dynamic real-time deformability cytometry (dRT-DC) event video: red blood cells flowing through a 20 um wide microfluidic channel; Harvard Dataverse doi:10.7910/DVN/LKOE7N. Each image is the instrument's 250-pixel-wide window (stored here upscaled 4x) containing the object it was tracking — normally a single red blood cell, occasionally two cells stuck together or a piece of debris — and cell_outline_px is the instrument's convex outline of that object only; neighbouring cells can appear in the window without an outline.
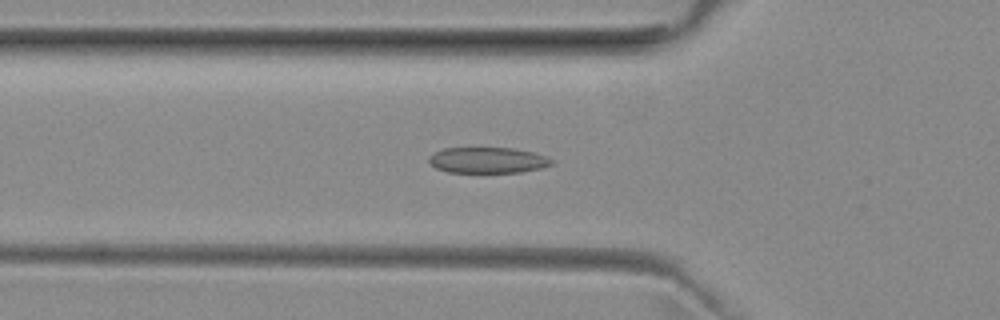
{"species": "common noctule bat (a hibernating species)", "species_latin": "Nyctalus noctula", "temperature_condition": "room temperature", "stored_images_in_passage": 52, "camera_frame_rate_fps": 3000, "um_per_image_px": 0.085, "animal": {"sex": "female", "body_mass_g": 29.2, "forearm_length_mm": 56.3}, "frame": {"image": 1, "passage_image": 17, "time_ms": 5.333, "image_size_px": [1000, 320], "cell_outline_px": [[556, 160], [552, 164], [540, 168], [520, 172], [448, 172], [436, 168], [428, 164], [428, 156], [444, 148], [512, 148], [532, 152], [548, 156]], "centroid_in_image_um": [41.46, 13.61], "position_along_channel_um": 84.3, "area_um2": 18.55}}
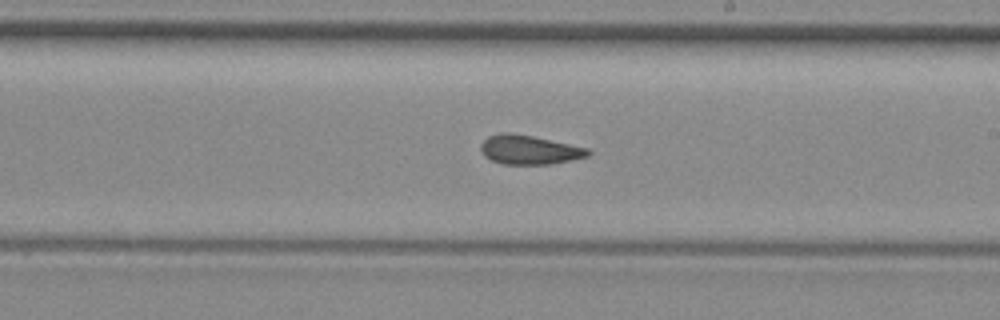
{"frame": {"image": 2, "passage_image": 29, "time_ms": 9.333, "image_size_px": [1000, 320], "cell_outline_px": [[592, 152], [588, 156], [552, 164], [500, 164], [484, 156], [480, 148], [480, 144], [488, 136], [500, 132], [508, 132], [532, 136], [588, 148]], "centroid_in_image_um": [44.96, 12.73], "position_along_channel_um": 244.0, "area_um2": 18.21}}
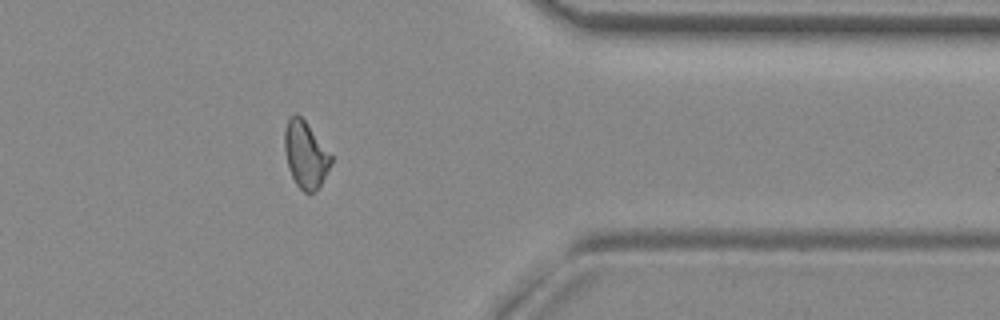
{"frame": {"image": 3, "passage_image": 41, "time_ms": 13.333, "image_size_px": [1000, 320], "cell_outline_px": [[332, 164], [320, 184], [308, 196], [296, 184], [288, 168], [284, 152], [284, 128], [288, 116], [296, 112], [304, 120], [332, 156]], "centroid_in_image_um": [25.93, 13.13], "position_along_channel_um": 385.5, "area_um2": 18.09}, "authors_computed_cell_mechanics": {"area_um2": 18.3804, "velocity_mm_per_s": 3.9742, "shape_relaxation_time_tau1_ms": null, "shape_relaxation_time_tau2_ms": 2.4011, "deformation_change_tau1": null, "deformation_change_tau2": 0.0945}}